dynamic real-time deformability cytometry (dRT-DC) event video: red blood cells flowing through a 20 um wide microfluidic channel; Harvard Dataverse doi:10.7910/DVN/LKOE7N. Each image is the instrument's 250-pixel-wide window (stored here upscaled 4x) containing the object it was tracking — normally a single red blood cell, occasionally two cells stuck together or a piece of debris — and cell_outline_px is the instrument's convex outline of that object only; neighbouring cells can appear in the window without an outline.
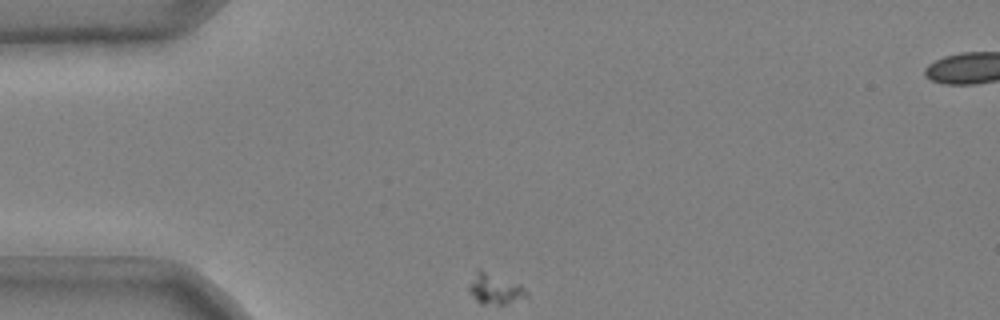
{"species": "common noctule bat (a hibernating species)", "species_latin": "Nyctalus noctula", "temperature_condition": "cold", "stored_images_in_passage": 8, "camera_frame_rate_fps": 3000, "um_per_image_px": 0.085, "animal": {"sex": "male", "body_mass_g": 20.4}, "frame": {"image": 1, "passage_image": 1, "time_ms": 0.0, "image_size_px": [1000, 320], "cell_outline_px": [[528, 296], [504, 304], [480, 304], [468, 292], [468, 284], [476, 268], [480, 268], [516, 284], [524, 288], [528, 292]], "centroid_in_image_um": [41.98, 24.54], "position_along_channel_um": 43.0, "area_um2": 10.17}}